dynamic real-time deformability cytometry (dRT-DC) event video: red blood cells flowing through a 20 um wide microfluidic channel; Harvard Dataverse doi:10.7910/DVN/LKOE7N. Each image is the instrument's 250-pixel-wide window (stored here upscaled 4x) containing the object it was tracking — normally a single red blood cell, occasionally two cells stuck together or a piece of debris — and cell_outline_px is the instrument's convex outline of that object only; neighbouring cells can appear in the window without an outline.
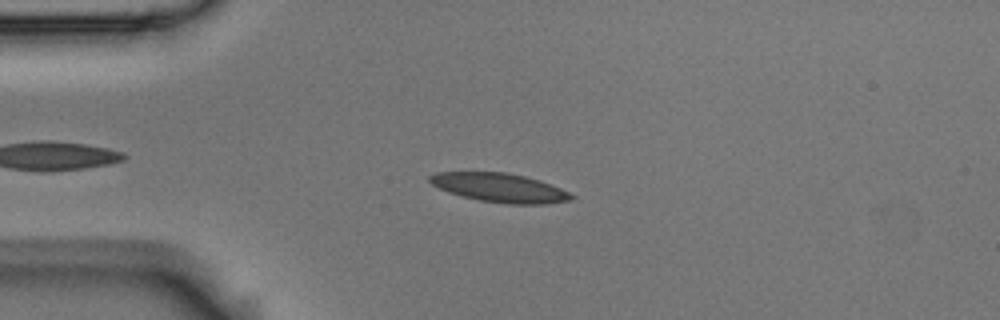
{"species": "Egyptian fruit bat (a non-hibernating species)", "species_latin": "Rousettus aegyptiacus", "temperature_condition": "room temperature", "stored_images_in_passage": 47, "camera_frame_rate_fps": 3000, "um_per_image_px": 0.085, "animal": {"sex": "male"}, "frame": {"image": 1, "passage_image": 9, "time_ms": 2.667, "image_size_px": [1000, 320], "cell_outline_px": [[576, 196], [568, 200], [544, 204], [504, 204], [480, 200], [460, 196], [448, 192], [432, 184], [428, 180], [428, 176], [436, 172], [504, 172], [524, 176], [560, 188]], "centroid_in_image_um": [42.42, 15.96], "position_along_channel_um": 42.6, "area_um2": 23.64}}
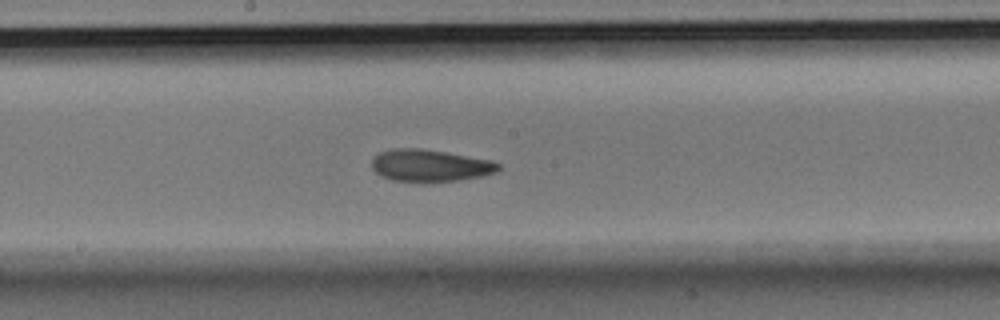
{"frame": {"image": 2, "passage_image": 25, "time_ms": 8.0, "image_size_px": [1000, 320], "cell_outline_px": [[500, 168], [496, 172], [484, 176], [460, 180], [428, 184], [420, 184], [392, 180], [380, 176], [372, 168], [372, 160], [380, 152], [392, 148], [420, 148], [492, 160], [500, 164]], "centroid_in_image_um": [36.55, 14.11], "position_along_channel_um": 211.7, "area_um2": 24.33}}
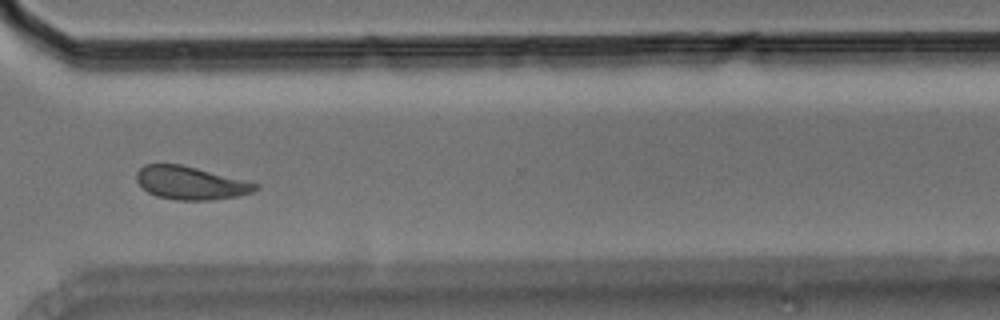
{"frame": {"image": 3, "passage_image": 37, "time_ms": 12.0, "image_size_px": [1000, 320], "cell_outline_px": [[260, 188], [252, 192], [236, 196], [212, 200], [176, 200], [156, 196], [148, 192], [136, 180], [136, 172], [144, 164], [180, 164], [260, 184]], "centroid_in_image_um": [16.19, 15.55], "position_along_channel_um": 354.4, "area_um2": 22.77}, "authors_computed_cell_mechanics": {"area_um2": 23.2934, "velocity_mm_per_s": 3.5734, "shape_relaxation_time_tau1_ms": 4.1983, "shape_relaxation_time_tau2_ms": 5.7709, "deformation_change_tau1": 0.1287, "deformation_change_tau2": 0.119}}